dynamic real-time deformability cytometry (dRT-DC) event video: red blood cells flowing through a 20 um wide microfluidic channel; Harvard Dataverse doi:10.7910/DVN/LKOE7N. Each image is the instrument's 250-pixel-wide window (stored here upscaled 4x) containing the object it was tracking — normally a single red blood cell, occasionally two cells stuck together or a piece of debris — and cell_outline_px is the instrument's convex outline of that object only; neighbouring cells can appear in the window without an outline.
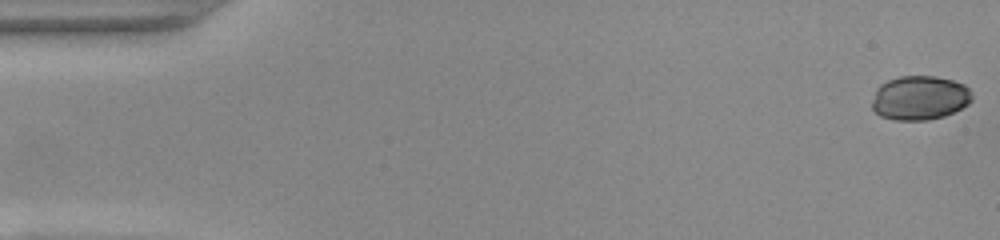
{"species": "common noctule bat (a hibernating species)", "species_latin": "Nyctalus noctula", "temperature_condition": "warm", "stored_images_in_passage": 52, "camera_frame_rate_fps": 3000, "um_per_image_px": 0.085, "animal": {"sex": "female", "body_mass_g": 22.0, "forearm_length_mm": 56.7}, "frame": {"image": 1, "passage_image": 1, "time_ms": 0.0, "image_size_px": [1000, 240], "cell_outline_px": [[972, 100], [968, 104], [944, 116], [928, 120], [896, 120], [880, 116], [872, 108], [872, 100], [876, 88], [880, 84], [888, 80], [900, 76], [936, 76], [952, 80], [964, 84], [968, 88], [972, 96]], "centroid_in_image_um": [78.15, 8.31], "position_along_channel_um": 6.8, "area_um2": 25.78}}
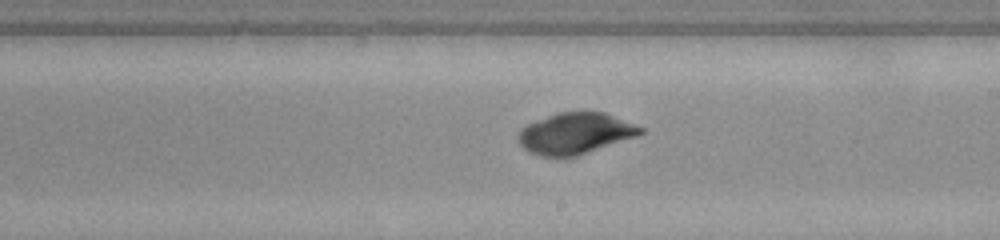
{"frame": {"image": 2, "passage_image": 30, "time_ms": 9.667, "image_size_px": [1000, 240], "cell_outline_px": [[644, 132], [636, 136], [576, 156], [540, 156], [528, 152], [516, 140], [516, 136], [520, 128], [536, 120], [556, 112], [604, 112], [644, 128]], "centroid_in_image_um": [48.84, 11.33], "position_along_channel_um": 240.2, "area_um2": 29.19}}
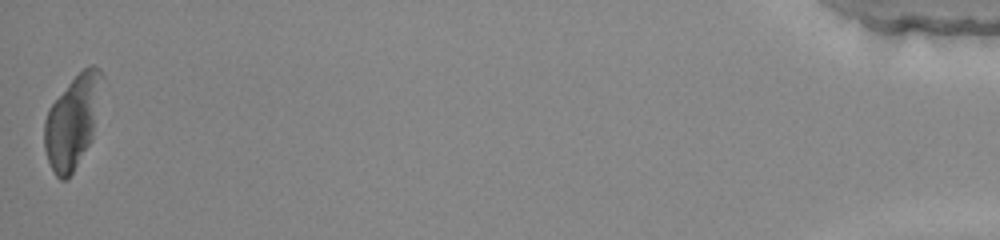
{"frame": {"image": 3, "passage_image": 52, "time_ms": 17.0, "image_size_px": [1000, 240], "cell_outline_px": [[104, 76], [92, 140], [68, 180], [60, 180], [56, 176], [48, 160], [44, 148], [44, 120], [48, 108], [68, 84], [84, 68], [92, 64], [100, 68]], "centroid_in_image_um": [6.17, 10.33], "position_along_channel_um": 429.0, "area_um2": 31.15}, "authors_computed_cell_mechanics": {"area_um2": 28.8133, "velocity_mm_per_s": 3.9105, "shape_relaxation_time_tau1_ms": 2.5844, "shape_relaxation_time_tau2_ms": 5.8738, "deformation_change_tau1": 0.0619, "deformation_change_tau2": 0.0549}}